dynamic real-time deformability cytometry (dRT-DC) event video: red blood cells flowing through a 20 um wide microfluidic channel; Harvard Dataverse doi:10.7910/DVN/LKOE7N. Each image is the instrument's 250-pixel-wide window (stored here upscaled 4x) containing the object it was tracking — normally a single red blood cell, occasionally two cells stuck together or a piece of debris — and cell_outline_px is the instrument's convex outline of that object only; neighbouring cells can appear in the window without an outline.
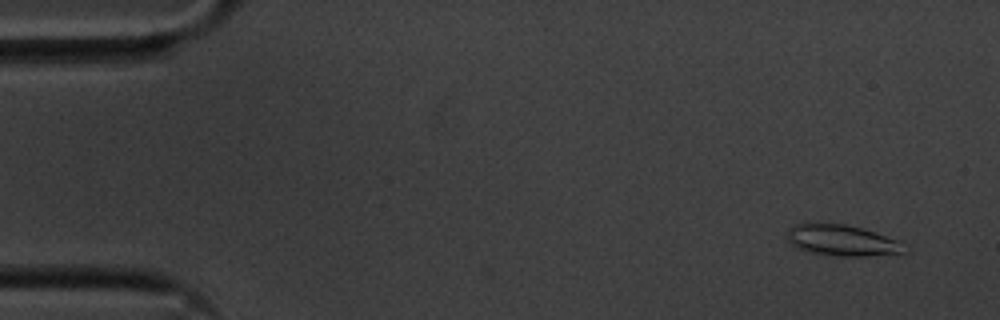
{"species": "common noctule bat (a hibernating species)", "species_latin": "Nyctalus noctula", "temperature_condition": "cold", "stored_images_in_passage": 13, "camera_frame_rate_fps": 3000, "um_per_image_px": 0.085, "animal": {"sex": "male", "body_mass_g": 20.1, "forearm_length_mm": 53.5}, "frame": {"image": 1, "passage_image": 3, "time_ms": 0.667, "image_size_px": [1000, 320], "cell_outline_px": [[908, 252], [864, 256], [840, 256], [812, 252], [800, 248], [792, 244], [788, 240], [788, 228], [796, 224], [808, 220], [844, 224], [864, 228], [900, 240]], "centroid_in_image_um": [71.57, 20.38], "position_along_channel_um": 13.4, "area_um2": 21.62}}